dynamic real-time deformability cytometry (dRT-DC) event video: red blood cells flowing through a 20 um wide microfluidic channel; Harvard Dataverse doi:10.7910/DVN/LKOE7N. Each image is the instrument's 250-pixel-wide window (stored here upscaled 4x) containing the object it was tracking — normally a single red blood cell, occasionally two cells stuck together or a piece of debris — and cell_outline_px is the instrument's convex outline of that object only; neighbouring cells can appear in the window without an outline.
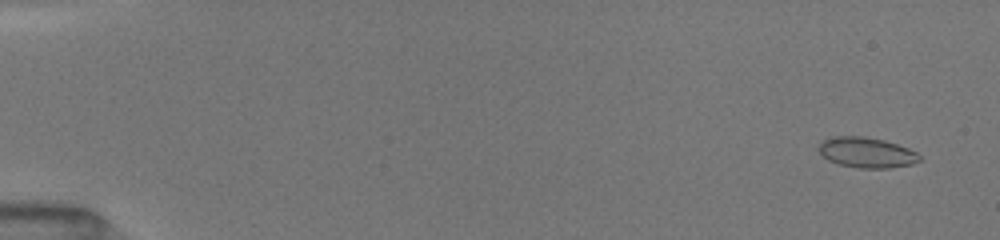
{"species": "common noctule bat (a hibernating species)", "species_latin": "Nyctalus noctula", "temperature_condition": "room temperature", "stored_images_in_passage": 52, "camera_frame_rate_fps": 3000, "um_per_image_px": 0.085, "animal": {"sex": "female", "body_mass_g": 19.5, "forearm_length_mm": 54.1}, "frame": {"image": 1, "passage_image": 3, "time_ms": 0.667, "image_size_px": [1000, 240], "cell_outline_px": [[920, 160], [912, 164], [888, 168], [860, 168], [840, 164], [828, 160], [816, 148], [824, 140], [832, 136], [864, 136], [884, 140], [908, 148], [916, 152], [920, 156]], "centroid_in_image_um": [73.65, 12.96], "position_along_channel_um": 11.3, "area_um2": 17.74}}
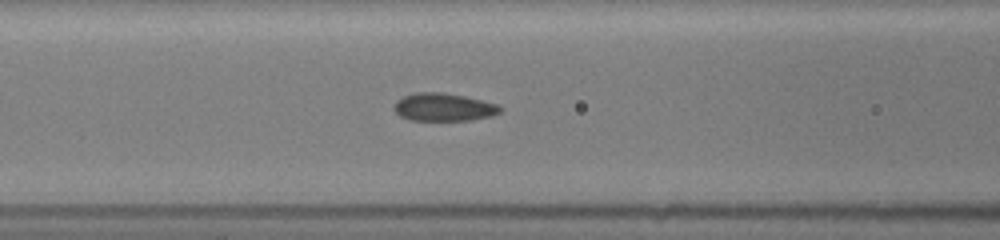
{"frame": {"image": 2, "passage_image": 23, "time_ms": 7.333, "image_size_px": [1000, 240], "cell_outline_px": [[504, 108], [500, 112], [492, 116], [468, 120], [408, 120], [400, 116], [392, 108], [396, 100], [404, 96], [416, 92], [444, 92], [464, 96], [496, 104]], "centroid_in_image_um": [37.68, 9.1], "position_along_channel_um": 128.9, "area_um2": 17.28}}
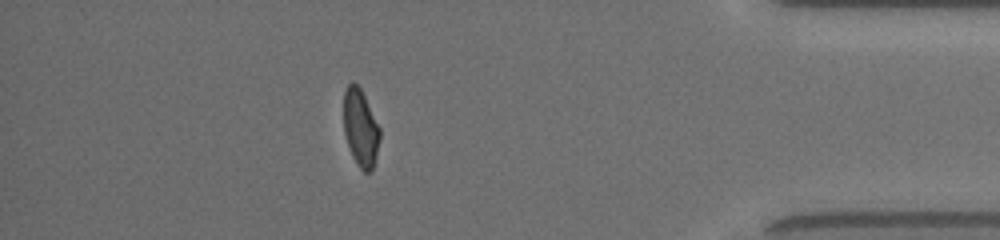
{"frame": {"image": 3, "passage_image": 46, "time_ms": 15.0, "image_size_px": [1000, 240], "cell_outline_px": [[380, 140], [372, 172], [364, 172], [356, 164], [352, 156], [344, 132], [344, 92], [348, 84], [352, 80], [360, 88], [380, 128]], "centroid_in_image_um": [30.65, 10.89], "position_along_channel_um": 404.6, "area_um2": 16.24}}